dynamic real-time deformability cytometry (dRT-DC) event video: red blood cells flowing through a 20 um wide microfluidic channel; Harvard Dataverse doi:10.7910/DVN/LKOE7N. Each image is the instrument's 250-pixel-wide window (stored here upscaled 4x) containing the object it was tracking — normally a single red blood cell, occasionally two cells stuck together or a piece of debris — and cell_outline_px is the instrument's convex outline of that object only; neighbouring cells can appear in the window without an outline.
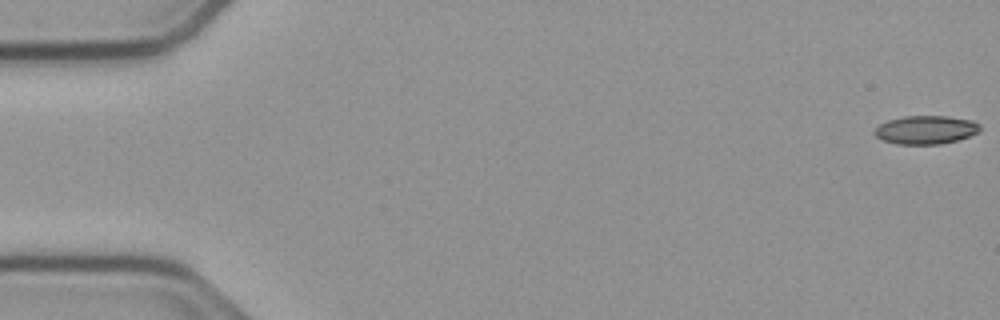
{"species": "common noctule bat (a hibernating species)", "species_latin": "Nyctalus noctula", "temperature_condition": "cold", "stored_images_in_passage": 55, "camera_frame_rate_fps": 3000, "um_per_image_px": 0.085, "animal": {"sex": "male", "body_mass_g": 23.1, "forearm_length_mm": 52.7}, "frame": {"image": 1, "passage_image": 1, "time_ms": 0.0, "image_size_px": [1000, 320], "cell_outline_px": [[980, 132], [956, 140], [940, 144], [896, 144], [880, 140], [872, 132], [880, 124], [888, 120], [904, 116], [948, 116], [972, 120], [980, 124]], "centroid_in_image_um": [78.67, 11.03], "position_along_channel_um": 6.3, "area_um2": 17.57}}
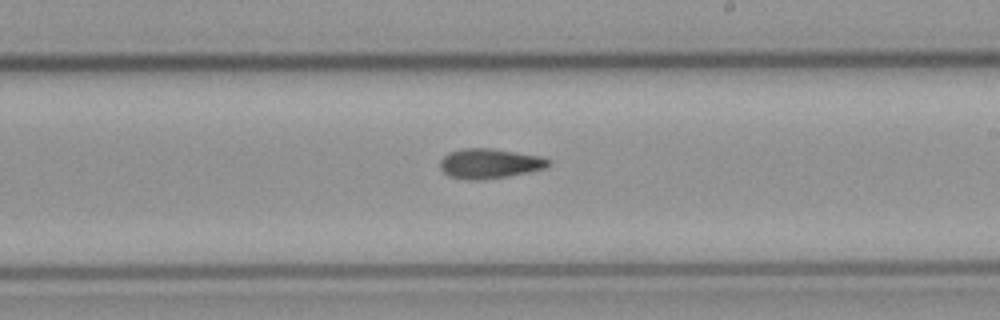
{"frame": {"image": 2, "passage_image": 32, "time_ms": 10.333, "image_size_px": [1000, 320], "cell_outline_px": [[552, 164], [544, 168], [528, 172], [508, 176], [480, 180], [468, 180], [448, 176], [440, 168], [440, 160], [448, 152], [460, 148], [492, 148], [540, 156], [552, 160]], "centroid_in_image_um": [41.6, 13.89], "position_along_channel_um": 247.4, "area_um2": 19.02}}
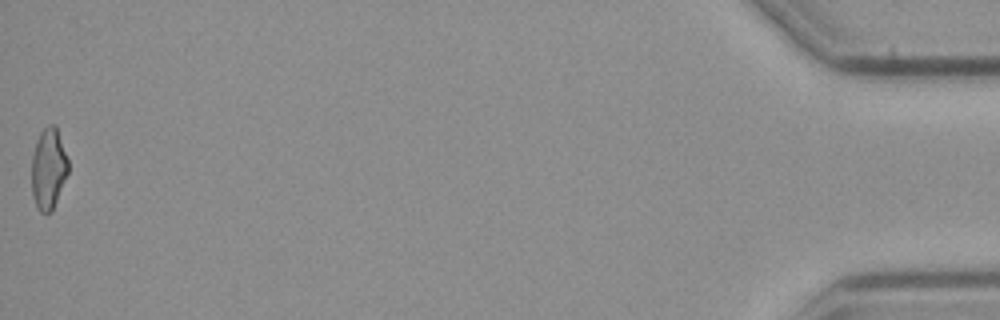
{"frame": {"image": 3, "passage_image": 55, "time_ms": 18.0, "image_size_px": [1000, 320], "cell_outline_px": [[68, 172], [52, 212], [40, 212], [36, 204], [32, 192], [32, 156], [40, 132], [48, 124], [56, 124], [68, 160]], "centroid_in_image_um": [4.13, 14.31], "position_along_channel_um": 431.1, "area_um2": 17.11}, "authors_computed_cell_mechanics": {"area_um2": 18.207, "velocity_mm_per_s": 3.7776, "shape_relaxation_time_tau1_ms": 7.4049, "shape_relaxation_time_tau2_ms": 3.9767, "deformation_change_tau1": 0.1668, "deformation_change_tau2": 0.1167}}